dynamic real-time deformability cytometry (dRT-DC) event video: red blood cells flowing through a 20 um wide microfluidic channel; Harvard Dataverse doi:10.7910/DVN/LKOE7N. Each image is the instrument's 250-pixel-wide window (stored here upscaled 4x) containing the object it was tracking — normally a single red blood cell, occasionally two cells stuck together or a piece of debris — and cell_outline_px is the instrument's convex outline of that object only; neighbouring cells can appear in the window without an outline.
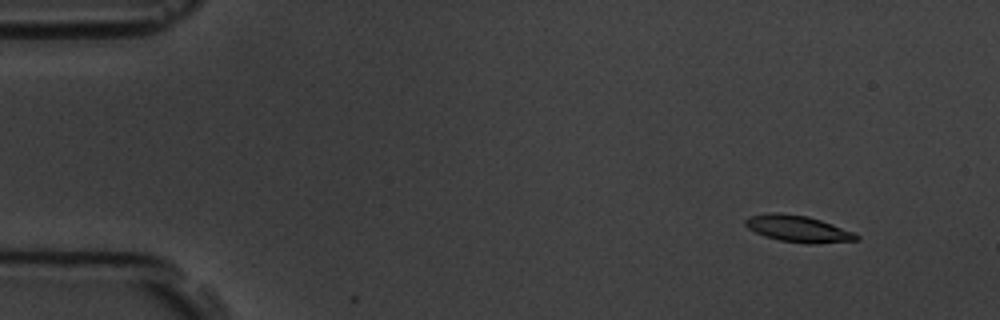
{"species": "common noctule bat (a hibernating species)", "species_latin": "Nyctalus noctula", "temperature_condition": "room temperature", "stored_images_in_passage": 3, "camera_frame_rate_fps": 3000, "um_per_image_px": 0.085, "animal": {"sex": "male", "body_mass_g": 19.5, "forearm_length_mm": 54.6}, "frame": {"image": 1, "passage_image": 2, "time_ms": 1.333, "image_size_px": [1000, 320], "cell_outline_px": [[860, 240], [816, 244], [808, 244], [780, 240], [764, 236], [748, 228], [744, 224], [744, 220], [748, 216], [768, 212], [776, 212], [808, 216], [832, 224], [852, 232], [860, 236]], "centroid_in_image_um": [67.82, 19.44], "position_along_channel_um": 17.2, "area_um2": 17.28}}